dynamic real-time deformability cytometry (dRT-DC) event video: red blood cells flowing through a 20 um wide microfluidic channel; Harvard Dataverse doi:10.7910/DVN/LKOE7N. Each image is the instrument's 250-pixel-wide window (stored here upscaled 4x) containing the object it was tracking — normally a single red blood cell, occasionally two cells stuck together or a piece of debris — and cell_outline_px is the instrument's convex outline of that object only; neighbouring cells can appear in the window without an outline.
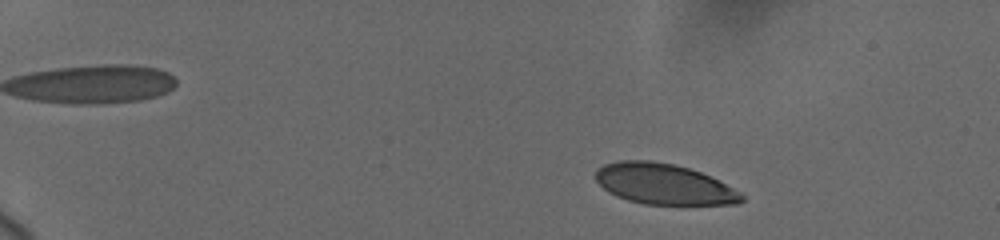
{"species": "human", "species_latin": "Homo sapiens", "temperature_condition": "cold", "stored_images_in_passage": 40, "camera_frame_rate_fps": 3000, "um_per_image_px": 0.085, "donor": {"sex": "female"}, "frame": {"image": 1, "passage_image": 2, "time_ms": 0.333, "image_size_px": [1000, 240], "cell_outline_px": [[744, 200], [736, 204], [644, 204], [628, 200], [616, 196], [608, 192], [596, 180], [596, 172], [604, 164], [620, 160], [652, 160], [672, 164], [688, 168], [700, 172], [740, 192], [744, 196]], "centroid_in_image_um": [56.4, 15.64], "position_along_channel_um": 28.6, "area_um2": 34.16}}
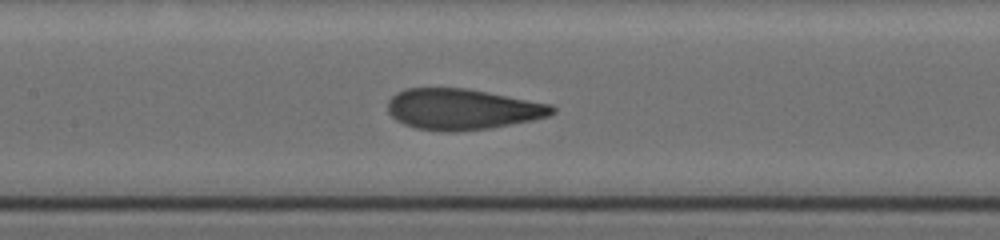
{"frame": {"image": 2, "passage_image": 18, "time_ms": 7.333, "image_size_px": [1000, 240], "cell_outline_px": [[556, 112], [548, 116], [532, 120], [492, 128], [460, 132], [440, 132], [416, 128], [404, 124], [396, 120], [388, 112], [388, 100], [396, 92], [408, 88], [468, 88], [552, 104], [556, 108]], "centroid_in_image_um": [39.31, 9.29], "position_along_channel_um": 168.1, "area_um2": 39.59}}
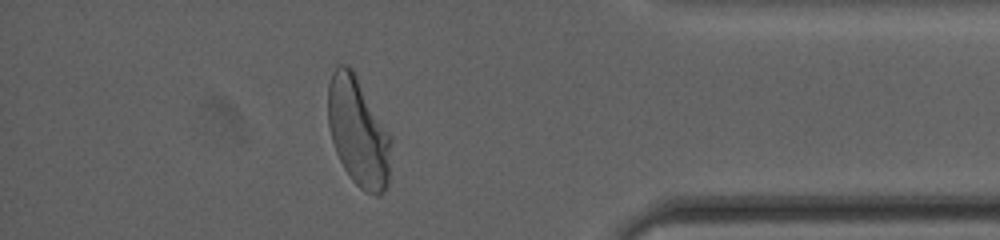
{"frame": {"image": 3, "passage_image": 35, "time_ms": 14.333, "image_size_px": [1000, 240], "cell_outline_px": [[392, 140], [388, 184], [384, 192], [380, 196], [376, 196], [364, 192], [352, 180], [344, 168], [336, 152], [332, 140], [328, 124], [328, 84], [332, 72], [340, 64], [348, 64], [352, 68], [392, 136]], "centroid_in_image_um": [30.47, 11.23], "position_along_channel_um": 404.7, "area_um2": 40.4}, "authors_computed_cell_mechanics": {"area_um2": 38.9572, "velocity_mm_per_s": 3.6964, "shape_relaxation_time_tau1_ms": 4.737, "shape_relaxation_time_tau2_ms": null, "deformation_change_tau1": 0.1643, "deformation_change_tau2": null}}